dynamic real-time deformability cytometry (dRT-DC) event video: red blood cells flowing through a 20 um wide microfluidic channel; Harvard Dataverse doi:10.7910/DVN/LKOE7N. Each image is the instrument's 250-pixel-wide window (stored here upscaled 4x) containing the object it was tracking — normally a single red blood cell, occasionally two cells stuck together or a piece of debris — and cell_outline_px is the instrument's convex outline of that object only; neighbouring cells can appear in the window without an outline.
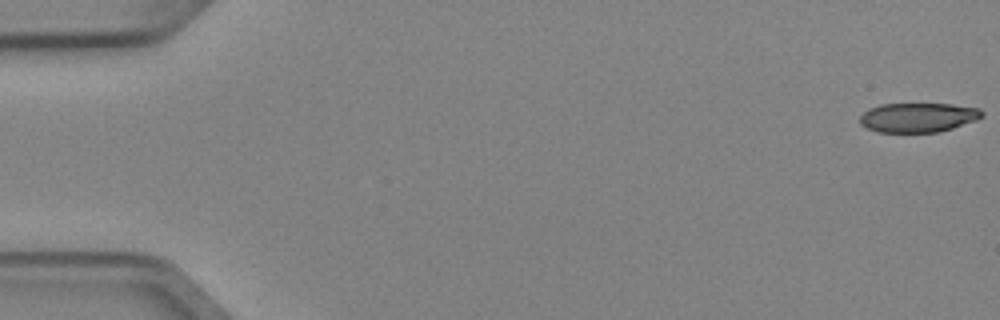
{"species": "Egyptian fruit bat (a non-hibernating species)", "species_latin": "Rousettus aegyptiacus", "temperature_condition": "cold", "stored_images_in_passage": 5, "camera_frame_rate_fps": 3000, "um_per_image_px": 0.085, "animal": {"sex": "female"}, "frame": {"image": 1, "passage_image": 1, "time_ms": 0.0, "image_size_px": [1000, 320], "cell_outline_px": [[984, 116], [976, 120], [952, 128], [936, 132], [876, 132], [860, 124], [860, 116], [868, 108], [880, 104], [952, 104], [980, 108], [984, 112]], "centroid_in_image_um": [78.04, 9.98], "position_along_channel_um": 7.0, "area_um2": 20.98}}
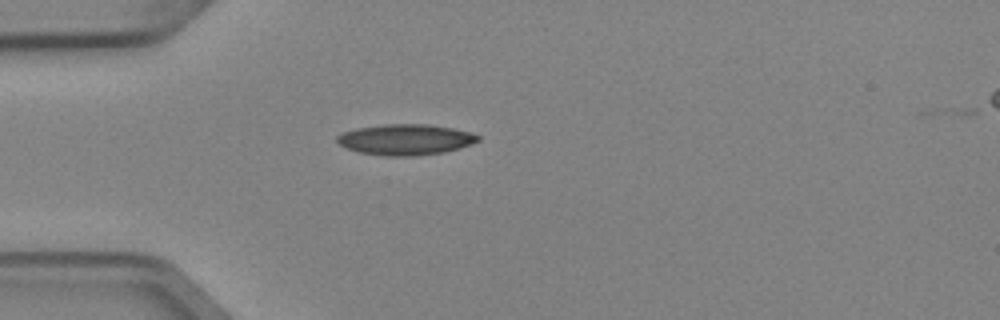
{"frame": {"image": 2, "passage_image": 5, "time_ms": 1.333, "image_size_px": [1000, 320], "cell_outline_px": [[480, 140], [460, 148], [444, 152], [416, 156], [384, 156], [360, 152], [348, 148], [340, 144], [336, 140], [336, 136], [344, 132], [356, 128], [384, 124], [424, 124], [452, 128], [468, 132], [480, 136]], "centroid_in_image_um": [34.46, 11.87], "position_along_channel_um": 50.5, "area_um2": 25.14}}